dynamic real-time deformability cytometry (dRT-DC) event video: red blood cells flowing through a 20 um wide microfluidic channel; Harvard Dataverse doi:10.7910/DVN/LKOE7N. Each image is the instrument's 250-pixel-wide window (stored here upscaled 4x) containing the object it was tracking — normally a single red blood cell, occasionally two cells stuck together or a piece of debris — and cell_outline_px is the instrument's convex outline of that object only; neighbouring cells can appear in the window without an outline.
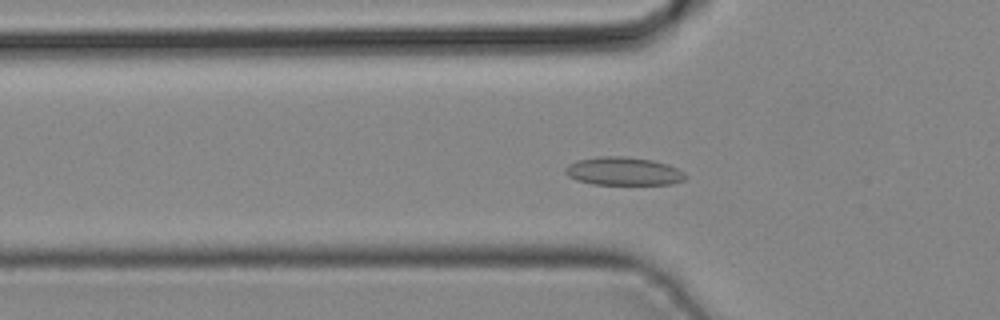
{"species": "common noctule bat (a hibernating species)", "species_latin": "Nyctalus noctula", "temperature_condition": "cold", "stored_images_in_passage": 43, "camera_frame_rate_fps": 3000, "um_per_image_px": 0.085, "animal": {"sex": "male", "body_mass_g": 19.2, "forearm_length_mm": 51.8}, "frame": {"image": 1, "passage_image": 14, "time_ms": 4.333, "image_size_px": [1000, 320], "cell_outline_px": [[688, 176], [684, 180], [672, 184], [592, 184], [576, 180], [568, 176], [564, 172], [564, 168], [568, 164], [576, 160], [600, 156], [628, 156], [652, 160], [668, 164], [684, 172]], "centroid_in_image_um": [52.98, 14.55], "position_along_channel_um": 72.8, "area_um2": 19.94}}
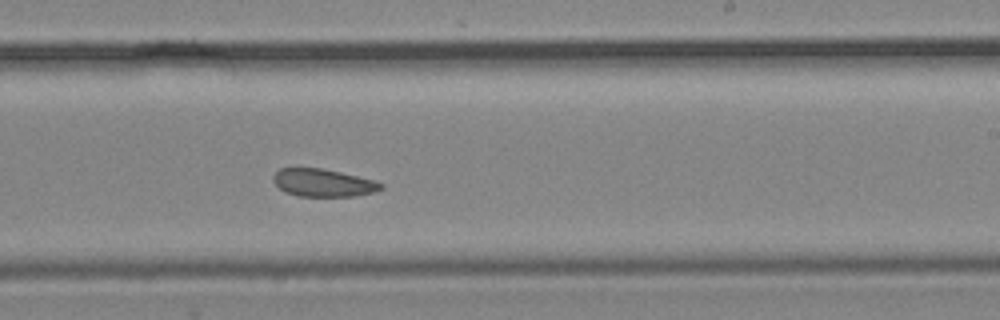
{"frame": {"image": 2, "passage_image": 26, "time_ms": 8.333, "image_size_px": [1000, 320], "cell_outline_px": [[384, 188], [376, 192], [352, 196], [296, 196], [284, 192], [272, 180], [272, 176], [280, 168], [320, 168], [340, 172], [376, 180], [384, 184]], "centroid_in_image_um": [27.49, 15.54], "position_along_channel_um": 261.5, "area_um2": 17.51}}
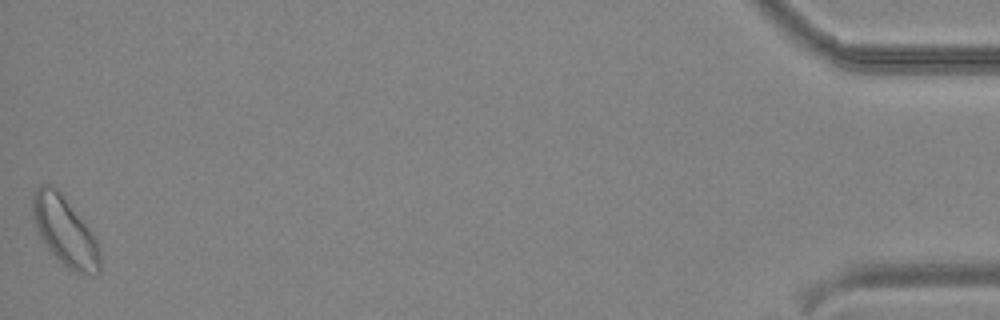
{"frame": {"image": 3, "passage_image": 43, "time_ms": 14.0, "image_size_px": [1000, 320], "cell_outline_px": [[100, 272], [92, 276], [76, 272], [68, 268], [48, 248], [40, 236], [32, 216], [32, 196], [36, 188], [40, 184], [48, 184], [56, 188], [60, 192], [92, 232], [100, 244]], "centroid_in_image_um": [5.53, 19.66], "position_along_channel_um": 429.7, "area_um2": 26.88}}